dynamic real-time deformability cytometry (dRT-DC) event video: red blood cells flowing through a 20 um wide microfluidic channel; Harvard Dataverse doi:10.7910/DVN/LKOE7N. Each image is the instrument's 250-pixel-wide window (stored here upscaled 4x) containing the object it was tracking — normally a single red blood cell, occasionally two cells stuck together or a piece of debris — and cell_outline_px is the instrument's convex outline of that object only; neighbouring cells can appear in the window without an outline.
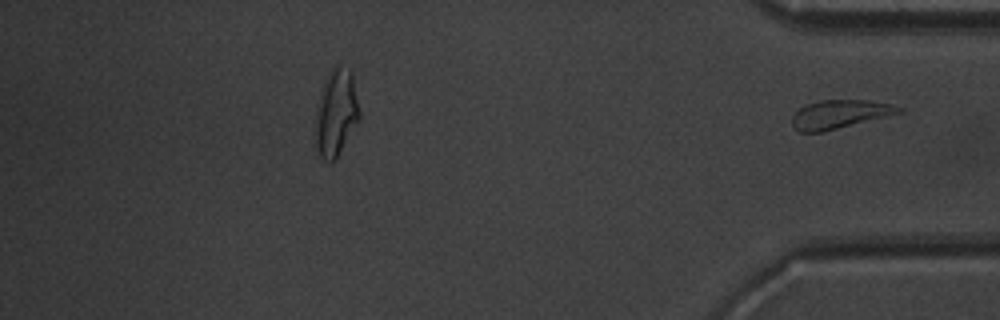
{"species": "common noctule bat (a hibernating species)", "species_latin": "Nyctalus noctula", "temperature_condition": "warm", "stored_images_in_passage": 47, "segment_of_instrument_passage": [2, 2], "camera_frame_rate_fps": 3000, "um_per_image_px": 0.085, "animal": {"sex": "male", "body_mass_g": 20.1, "forearm_length_mm": 53.5}, "frame": {"image": 1, "passage_image": 47, "time_ms": 15.333, "image_size_px": [1000, 320], "cell_outline_px": [[904, 112], [824, 132], [800, 132], [792, 124], [792, 116], [800, 108], [808, 104], [820, 100], [864, 100], [892, 104], [904, 108]], "centroid_in_image_um": [71.41, 9.71], "position_along_channel_um": 363.8, "area_um2": 17.74}}